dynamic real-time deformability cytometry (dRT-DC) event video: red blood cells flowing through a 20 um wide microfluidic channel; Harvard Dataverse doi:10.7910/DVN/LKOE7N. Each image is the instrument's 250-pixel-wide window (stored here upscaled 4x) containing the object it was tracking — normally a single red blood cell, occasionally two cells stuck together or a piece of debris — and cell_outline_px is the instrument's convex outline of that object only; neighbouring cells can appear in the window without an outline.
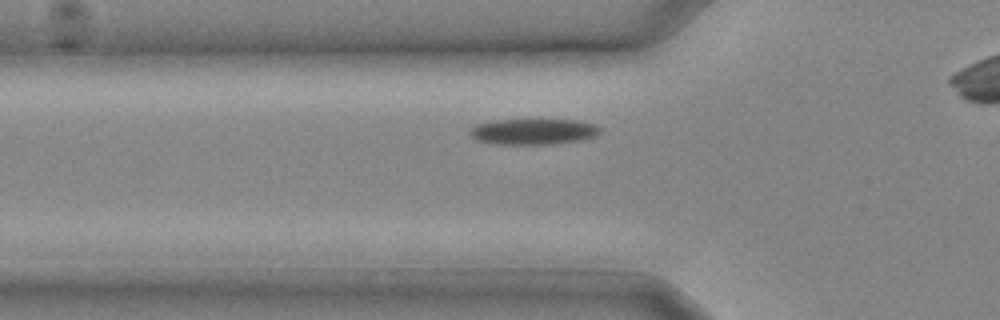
{"species": "common noctule bat (a hibernating species)", "species_latin": "Nyctalus noctula", "temperature_condition": "cold", "stored_images_in_passage": 9, "camera_frame_rate_fps": 3000, "um_per_image_px": 0.085, "animal": {"sex": "male", "body_mass_g": 20.4}, "frame": {"image": 1, "passage_image": 2, "time_ms": 0.333, "image_size_px": [1000, 320], "cell_outline_px": [[600, 132], [596, 136], [580, 140], [552, 144], [496, 144], [476, 140], [468, 132], [476, 124], [496, 120], [572, 120], [596, 124], [600, 128]], "centroid_in_image_um": [45.33, 11.19], "position_along_channel_um": 80.5, "area_um2": 19.48}}
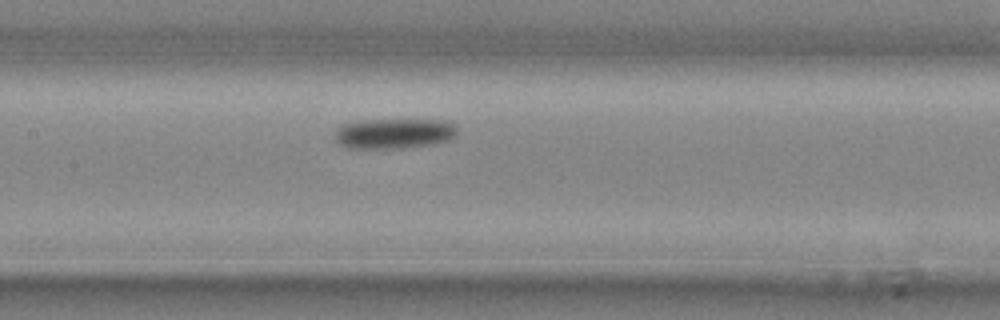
{"frame": {"image": 2, "passage_image": 6, "time_ms": 1.667, "image_size_px": [1000, 320], "cell_outline_px": [[456, 136], [452, 140], [432, 144], [404, 148], [348, 148], [340, 144], [336, 140], [336, 128], [344, 124], [356, 120], [440, 120], [456, 124]], "centroid_in_image_um": [33.52, 11.34], "position_along_channel_um": 173.9, "area_um2": 21.68}}
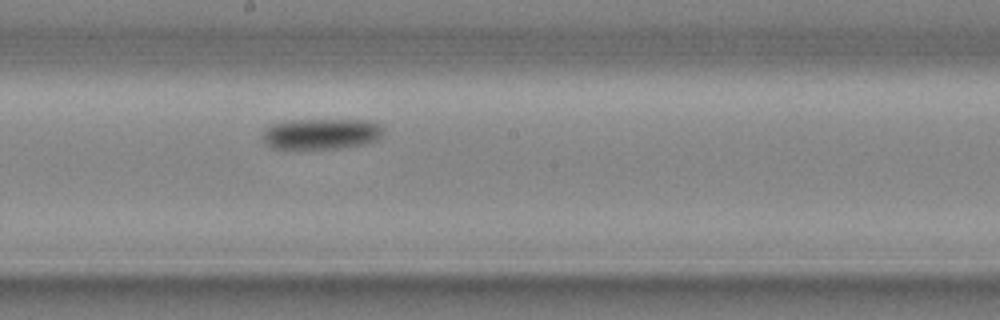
{"frame": {"image": 3, "passage_image": 8, "time_ms": 2.333, "image_size_px": [1000, 320], "cell_outline_px": [[380, 136], [376, 140], [364, 144], [340, 148], [292, 152], [272, 148], [264, 140], [264, 132], [272, 124], [288, 120], [368, 120], [376, 124], [380, 128]], "centroid_in_image_um": [27.21, 11.43], "position_along_channel_um": 221.0, "area_um2": 22.08}}